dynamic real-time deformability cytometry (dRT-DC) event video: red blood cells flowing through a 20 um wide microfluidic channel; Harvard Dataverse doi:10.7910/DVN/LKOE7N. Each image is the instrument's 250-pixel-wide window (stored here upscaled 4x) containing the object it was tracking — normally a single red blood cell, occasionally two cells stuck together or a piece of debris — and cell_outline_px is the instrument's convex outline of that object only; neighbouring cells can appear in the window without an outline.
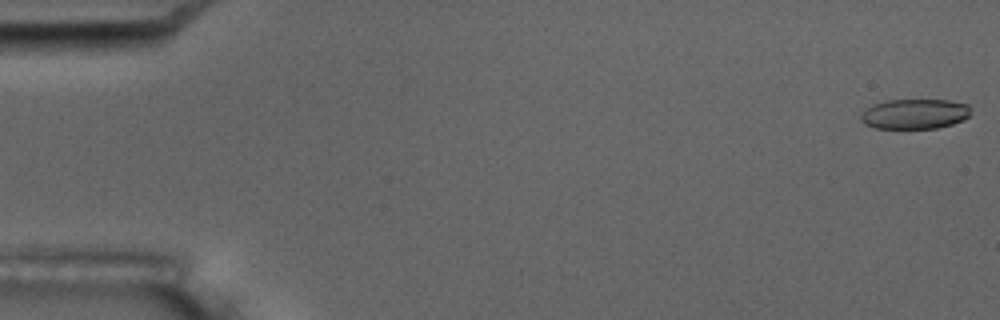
{"species": "common noctule bat (a hibernating species)", "species_latin": "Nyctalus noctula", "temperature_condition": "room temperature", "stored_images_in_passage": 6, "camera_frame_rate_fps": 3000, "um_per_image_px": 0.085, "animal": {"sex": "male", "body_mass_g": 17.5, "forearm_length_mm": 52.3}, "frame": {"image": 1, "passage_image": 1, "time_ms": 0.0, "image_size_px": [1000, 320], "cell_outline_px": [[972, 116], [964, 120], [952, 124], [936, 128], [876, 128], [864, 124], [860, 120], [860, 112], [872, 104], [888, 100], [948, 100], [968, 104]], "centroid_in_image_um": [77.75, 9.68], "position_along_channel_um": 7.3, "area_um2": 19.48}}